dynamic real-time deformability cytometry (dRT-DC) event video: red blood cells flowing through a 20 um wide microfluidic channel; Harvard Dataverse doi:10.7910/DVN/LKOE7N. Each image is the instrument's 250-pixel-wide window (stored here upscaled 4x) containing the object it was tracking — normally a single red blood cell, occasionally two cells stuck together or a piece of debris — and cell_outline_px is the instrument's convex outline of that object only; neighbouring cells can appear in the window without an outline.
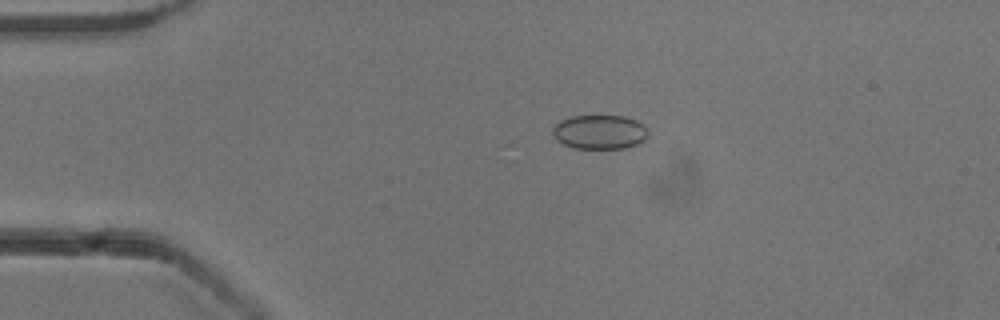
{"species": "common noctule bat (a hibernating species)", "species_latin": "Nyctalus noctula", "temperature_condition": "cold", "stored_images_in_passage": 50, "camera_frame_rate_fps": 3000, "um_per_image_px": 0.085, "animal": {"sex": "male", "body_mass_g": 13.3}, "frame": {"image": 1, "passage_image": 8, "time_ms": 2.333, "image_size_px": [1000, 320], "cell_outline_px": [[644, 140], [636, 144], [624, 148], [572, 148], [556, 140], [552, 132], [552, 128], [560, 120], [572, 116], [624, 116], [636, 120], [644, 128]], "centroid_in_image_um": [50.88, 11.22], "position_along_channel_um": 34.1, "area_um2": 18.67}}
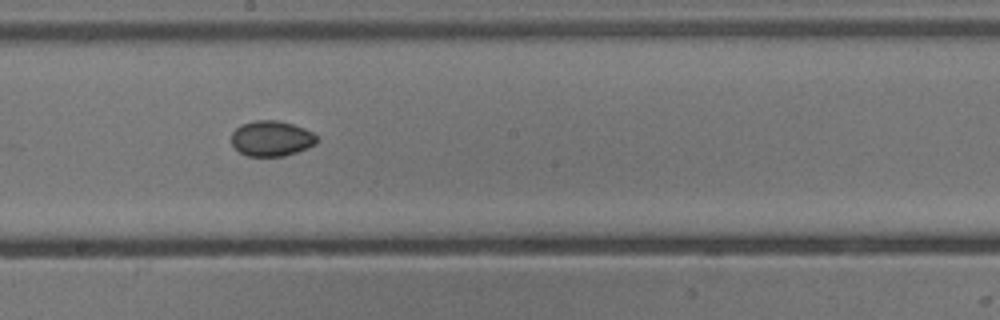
{"frame": {"image": 2, "passage_image": 26, "time_ms": 8.333, "image_size_px": [1000, 320], "cell_outline_px": [[320, 140], [316, 144], [308, 148], [284, 156], [248, 156], [240, 152], [232, 144], [232, 132], [240, 124], [256, 120], [276, 120], [292, 124], [304, 128], [312, 132]], "centroid_in_image_um": [23.09, 11.77], "position_along_channel_um": 225.1, "area_um2": 17.69}}
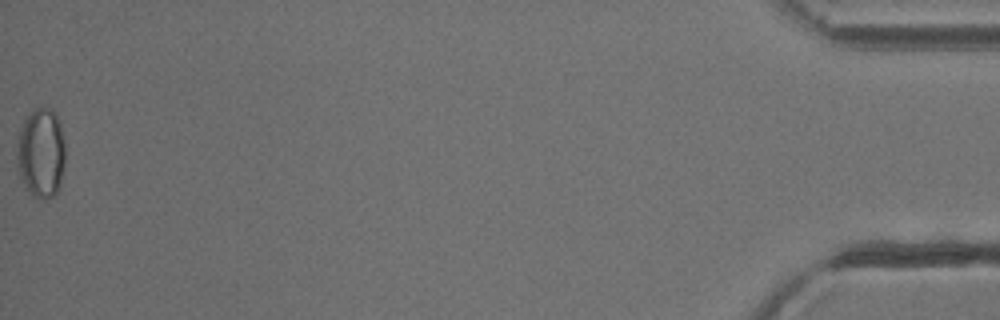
{"frame": {"image": 3, "passage_image": 50, "time_ms": 16.333, "image_size_px": [1000, 320], "cell_outline_px": [[64, 164], [60, 184], [56, 192], [52, 196], [32, 196], [20, 176], [16, 160], [16, 156], [20, 128], [24, 116], [36, 108], [48, 108], [56, 116], [60, 124], [64, 144]], "centroid_in_image_um": [3.47, 12.96], "position_along_channel_um": 431.7, "area_um2": 24.85}, "authors_computed_cell_mechanics": {"area_um2": 18.2937, "velocity_mm_per_s": 3.8863, "shape_relaxation_time_tau1_ms": null, "shape_relaxation_time_tau2_ms": 1.8911, "deformation_change_tau1": null, "deformation_change_tau2": 0.0306}}